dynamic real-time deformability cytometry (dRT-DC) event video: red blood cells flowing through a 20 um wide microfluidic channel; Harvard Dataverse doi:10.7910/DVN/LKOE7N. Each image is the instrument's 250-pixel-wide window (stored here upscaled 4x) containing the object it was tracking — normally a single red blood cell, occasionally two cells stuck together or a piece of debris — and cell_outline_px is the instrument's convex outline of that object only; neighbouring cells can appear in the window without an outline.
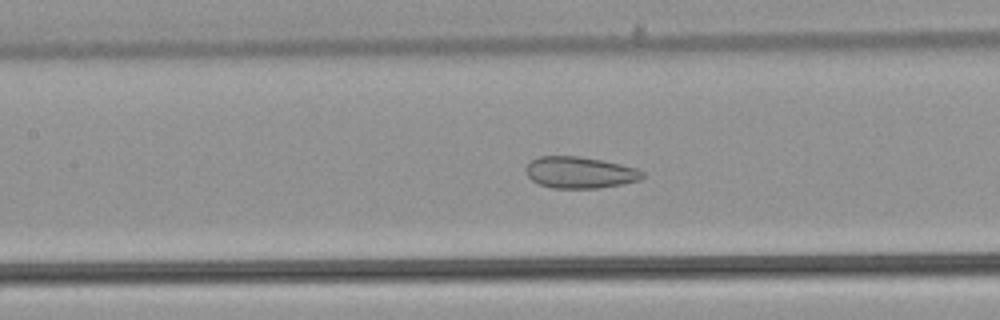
{"species": "common noctule bat (a hibernating species)", "species_latin": "Nyctalus noctula", "temperature_condition": "warm", "stored_images_in_passage": 53, "camera_frame_rate_fps": 3000, "um_per_image_px": 0.085, "animal": {"sex": "male", "body_mass_g": 21.5, "forearm_length_mm": 52.0}, "frame": {"image": 1, "passage_image": 25, "time_ms": 8.0, "image_size_px": [1000, 320], "cell_outline_px": [[644, 176], [640, 180], [620, 184], [596, 188], [552, 188], [540, 184], [532, 180], [528, 176], [528, 164], [532, 160], [540, 156], [580, 156], [620, 164], [636, 168], [644, 172]], "centroid_in_image_um": [49.31, 14.66], "position_along_channel_um": 158.1, "area_um2": 21.1}}
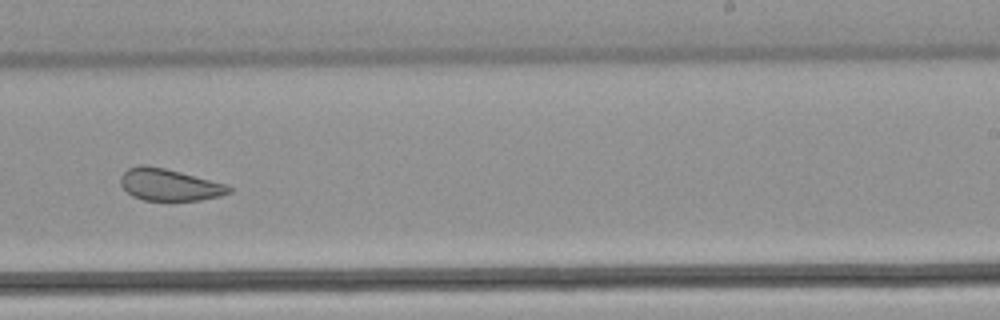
{"frame": {"image": 2, "passage_image": 34, "time_ms": 11.0, "image_size_px": [1000, 320], "cell_outline_px": [[232, 192], [220, 196], [200, 200], [144, 200], [132, 196], [120, 184], [120, 176], [128, 168], [140, 164], [144, 164], [164, 168], [228, 184], [232, 188]], "centroid_in_image_um": [14.4, 15.7], "position_along_channel_um": 274.6, "area_um2": 20.17}}
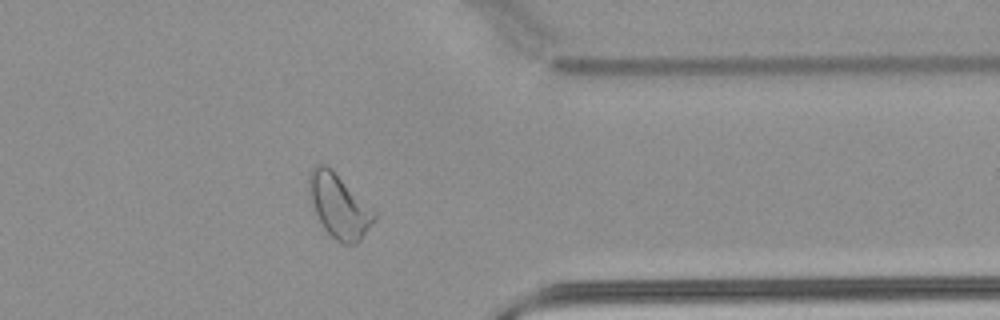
{"frame": {"image": 3, "passage_image": 43, "time_ms": 14.0, "image_size_px": [1000, 320], "cell_outline_px": [[376, 220], [360, 240], [356, 244], [344, 244], [336, 240], [324, 228], [308, 196], [308, 176], [312, 168], [320, 160], [328, 164], [376, 212]], "centroid_in_image_um": [28.8, 17.45], "position_along_channel_um": 382.6, "area_um2": 24.51}, "authors_computed_cell_mechanics": {"area_um2": 26.1834, "velocity_mm_per_s": 3.9016, "shape_relaxation_time_tau1_ms": null, "shape_relaxation_time_tau2_ms": 1.1762, "deformation_change_tau1": null, "deformation_change_tau2": 0.0877}}